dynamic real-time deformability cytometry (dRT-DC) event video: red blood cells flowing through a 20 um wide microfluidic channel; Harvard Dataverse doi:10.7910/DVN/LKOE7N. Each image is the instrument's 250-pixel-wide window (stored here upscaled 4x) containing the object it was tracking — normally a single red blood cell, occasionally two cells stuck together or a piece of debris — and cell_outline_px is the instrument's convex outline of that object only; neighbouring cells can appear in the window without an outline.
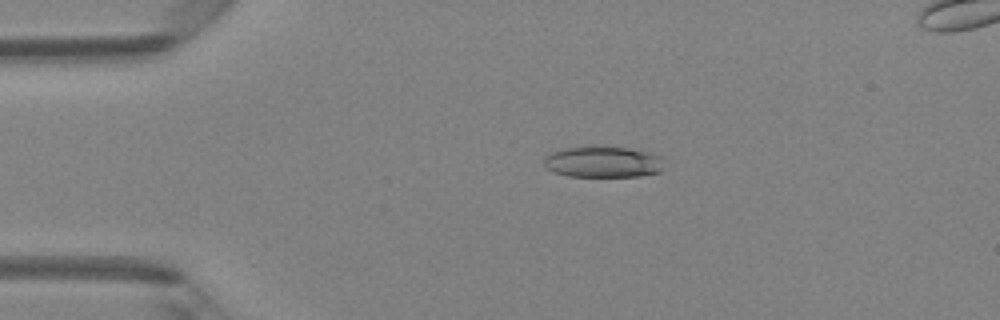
{"species": "Egyptian fruit bat (a non-hibernating species)", "species_latin": "Rousettus aegyptiacus", "temperature_condition": "room temperature", "stored_images_in_passage": 48, "camera_frame_rate_fps": 3000, "um_per_image_px": 0.085, "animal": {"sex": "female"}, "frame": {"image": 1, "passage_image": 10, "time_ms": 3.0, "image_size_px": [1000, 320], "cell_outline_px": [[664, 156], [660, 172], [640, 176], [568, 176], [552, 172], [544, 168], [544, 156], [548, 152], [564, 148], [628, 148], [648, 152]], "centroid_in_image_um": [51.22, 13.78], "position_along_channel_um": 33.8, "area_um2": 21.68}}
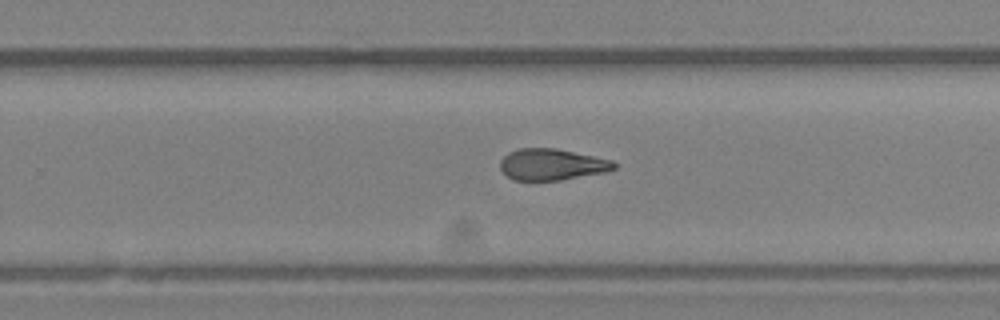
{"frame": {"image": 2, "passage_image": 31, "time_ms": 10.0, "image_size_px": [1000, 320], "cell_outline_px": [[616, 168], [604, 172], [560, 180], [512, 180], [500, 168], [500, 160], [508, 152], [520, 148], [556, 148], [612, 160], [616, 164]], "centroid_in_image_um": [46.89, 13.97], "position_along_channel_um": 282.9, "area_um2": 20.69}}
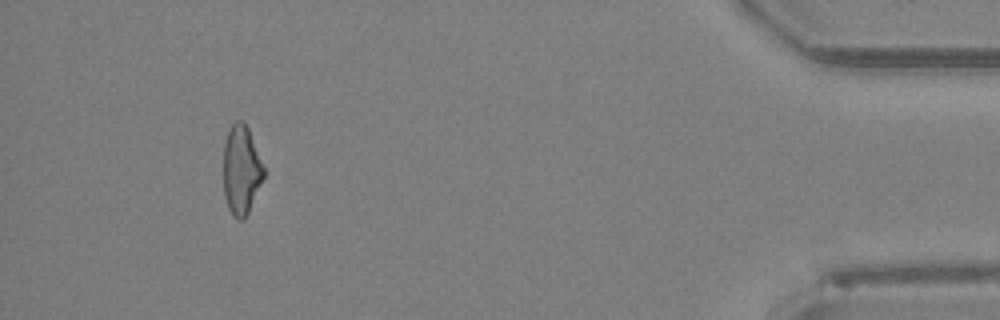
{"frame": {"image": 3, "passage_image": 45, "time_ms": 14.667, "image_size_px": [1000, 320], "cell_outline_px": [[264, 176], [248, 212], [244, 220], [240, 220], [232, 216], [228, 208], [224, 196], [224, 144], [228, 132], [232, 124], [236, 120], [244, 120], [248, 128], [264, 164]], "centroid_in_image_um": [20.51, 14.44], "position_along_channel_um": 414.7, "area_um2": 20.98}, "authors_computed_cell_mechanics": {"area_um2": 21.6172, "velocity_mm_per_s": 4.2031, "shape_relaxation_time_tau1_ms": null, "shape_relaxation_time_tau2_ms": 3.9143, "deformation_change_tau1": null, "deformation_change_tau2": 0.1274}}